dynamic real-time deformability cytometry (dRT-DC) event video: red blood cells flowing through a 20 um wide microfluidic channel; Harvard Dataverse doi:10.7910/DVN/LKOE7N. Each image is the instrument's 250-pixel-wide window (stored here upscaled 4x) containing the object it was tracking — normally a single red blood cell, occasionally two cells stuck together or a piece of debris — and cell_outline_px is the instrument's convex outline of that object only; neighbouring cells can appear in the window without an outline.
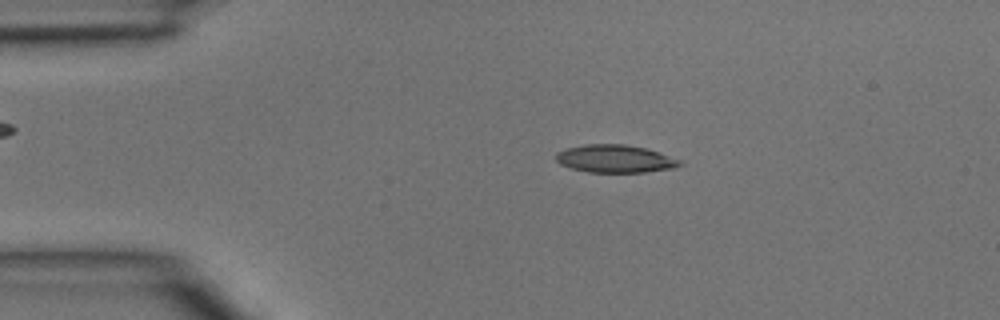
{"species": "common noctule bat (a hibernating species)", "species_latin": "Nyctalus noctula", "temperature_condition": "room temperature", "stored_images_in_passage": 45, "camera_frame_rate_fps": 3000, "um_per_image_px": 0.085, "animal": {"sex": "male", "body_mass_g": 15.6}, "frame": {"image": 1, "passage_image": 8, "time_ms": 2.333, "image_size_px": [1000, 320], "cell_outline_px": [[684, 164], [672, 168], [644, 172], [588, 172], [572, 168], [560, 164], [556, 160], [556, 152], [568, 148], [584, 144], [624, 144], [644, 148], [660, 152], [680, 160]], "centroid_in_image_um": [52.28, 13.49], "position_along_channel_um": 32.7, "area_um2": 19.94}}
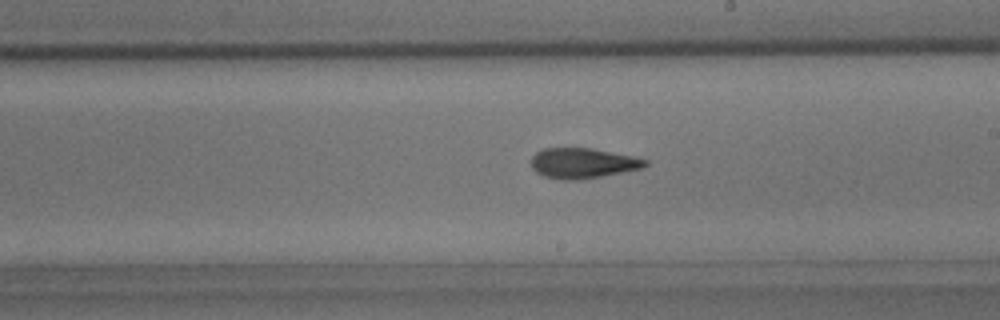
{"frame": {"image": 2, "passage_image": 25, "time_ms": 8.0, "image_size_px": [1000, 320], "cell_outline_px": [[648, 164], [640, 168], [580, 180], [560, 180], [544, 176], [536, 172], [532, 168], [532, 156], [536, 152], [544, 148], [592, 148], [632, 156], [648, 160]], "centroid_in_image_um": [49.49, 13.87], "position_along_channel_um": 239.5, "area_um2": 19.94}}
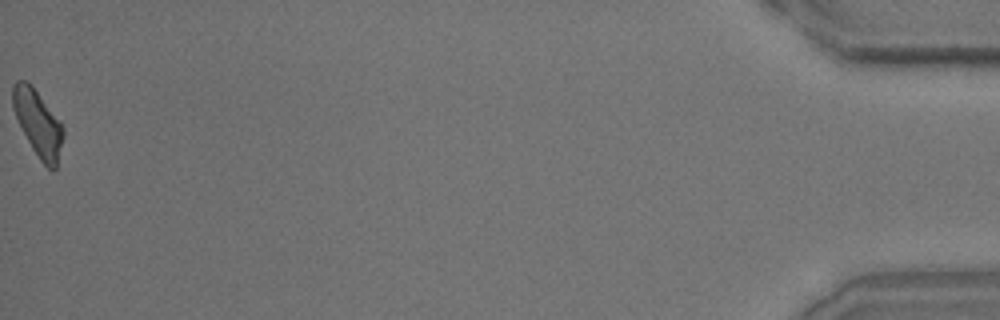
{"frame": {"image": 3, "passage_image": 45, "time_ms": 14.667, "image_size_px": [1000, 320], "cell_outline_px": [[64, 136], [56, 168], [52, 172], [40, 160], [32, 148], [16, 116], [12, 104], [12, 84], [16, 80], [24, 80], [32, 84], [60, 120], [64, 128]], "centroid_in_image_um": [3.25, 10.45], "position_along_channel_um": 432.0, "area_um2": 19.48}}